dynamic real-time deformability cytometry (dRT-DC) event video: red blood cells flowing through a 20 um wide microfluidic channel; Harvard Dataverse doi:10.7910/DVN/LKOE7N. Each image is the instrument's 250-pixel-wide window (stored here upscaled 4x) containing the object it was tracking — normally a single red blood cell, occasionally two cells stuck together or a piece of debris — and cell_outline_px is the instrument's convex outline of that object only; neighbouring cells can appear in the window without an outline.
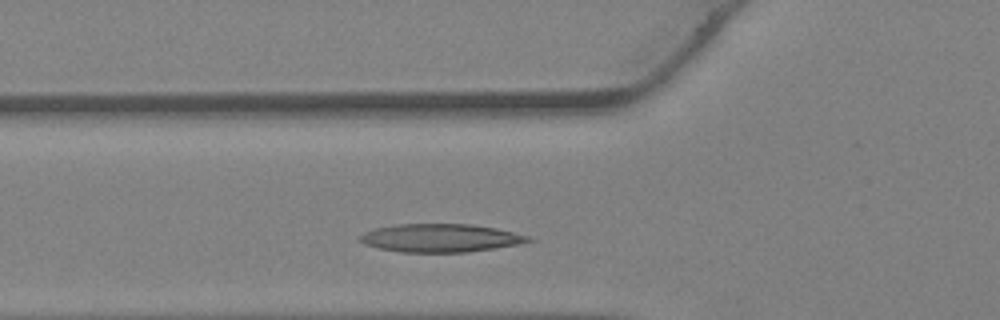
{"species": "Egyptian fruit bat (a non-hibernating species)", "species_latin": "Rousettus aegyptiacus", "temperature_condition": "warm", "stored_images_in_passage": 20, "camera_frame_rate_fps": 3000, "um_per_image_px": 0.085, "animal": {"sex": "female"}, "frame": {"image": 1, "passage_image": 4, "time_ms": 1.0, "image_size_px": [1000, 320], "cell_outline_px": [[536, 240], [496, 248], [468, 252], [400, 252], [380, 248], [364, 244], [356, 236], [372, 228], [396, 224], [472, 224], [496, 228], [532, 236]], "centroid_in_image_um": [37.44, 20.22], "position_along_channel_um": 88.4, "area_um2": 27.92}}
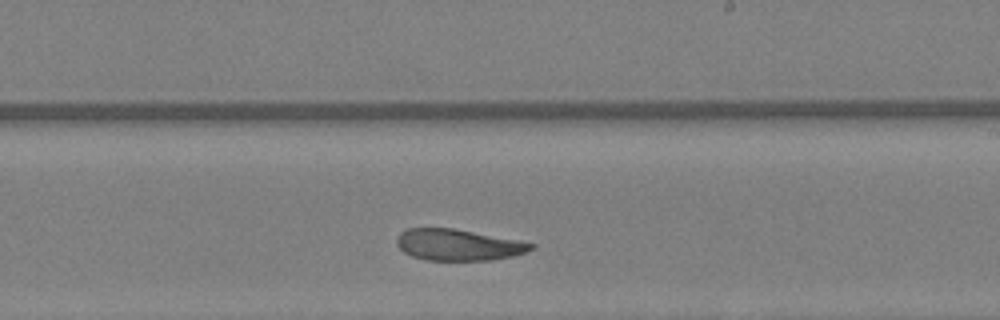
{"frame": {"image": 2, "passage_image": 13, "time_ms": 4.0, "image_size_px": [1000, 320], "cell_outline_px": [[536, 244], [532, 248], [524, 252], [512, 256], [492, 260], [428, 260], [412, 256], [404, 252], [396, 244], [396, 236], [400, 232], [408, 228], [452, 228], [520, 240]], "centroid_in_image_um": [38.92, 20.8], "position_along_channel_um": 250.1, "area_um2": 24.45}}
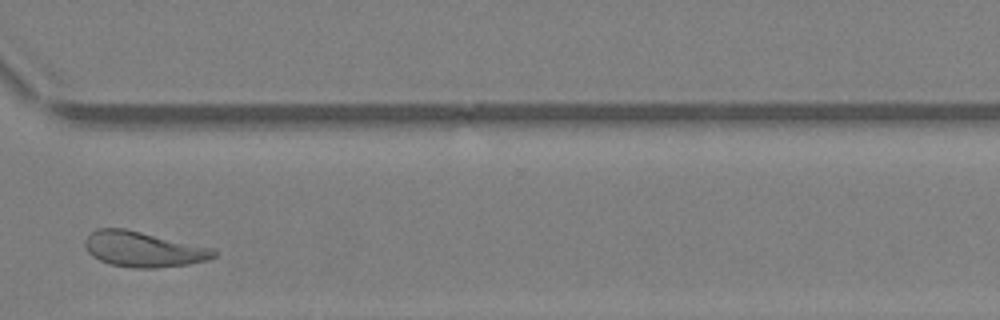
{"frame": {"image": 3, "passage_image": 19, "time_ms": 6.0, "image_size_px": [1000, 320], "cell_outline_px": [[216, 256], [208, 260], [188, 264], [156, 268], [136, 268], [112, 264], [100, 260], [92, 256], [88, 252], [84, 244], [84, 240], [96, 228], [124, 228], [216, 248]], "centroid_in_image_um": [12.22, 21.18], "position_along_channel_um": 358.4, "area_um2": 26.65}}